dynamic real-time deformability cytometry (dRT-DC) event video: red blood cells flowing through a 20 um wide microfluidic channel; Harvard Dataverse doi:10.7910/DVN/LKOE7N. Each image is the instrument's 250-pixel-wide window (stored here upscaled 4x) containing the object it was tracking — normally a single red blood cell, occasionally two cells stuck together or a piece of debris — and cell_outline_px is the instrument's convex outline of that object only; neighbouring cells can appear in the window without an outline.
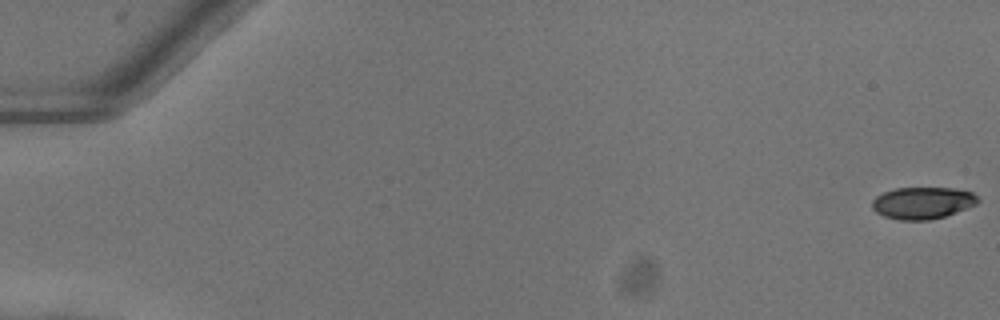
{"species": "common noctule bat (a hibernating species)", "species_latin": "Nyctalus noctula", "temperature_condition": "warm", "stored_images_in_passage": 50, "camera_frame_rate_fps": 3000, "um_per_image_px": 0.085, "animal": {"sex": "female"}, "frame": {"image": 1, "passage_image": 1, "time_ms": 0.0, "image_size_px": [1000, 320], "cell_outline_px": [[980, 200], [976, 204], [968, 208], [944, 216], [928, 220], [900, 220], [884, 216], [876, 212], [872, 208], [872, 200], [876, 196], [884, 192], [896, 188], [956, 188], [972, 192]], "centroid_in_image_um": [78.42, 17.24], "position_along_channel_um": 6.6, "area_um2": 19.65}}
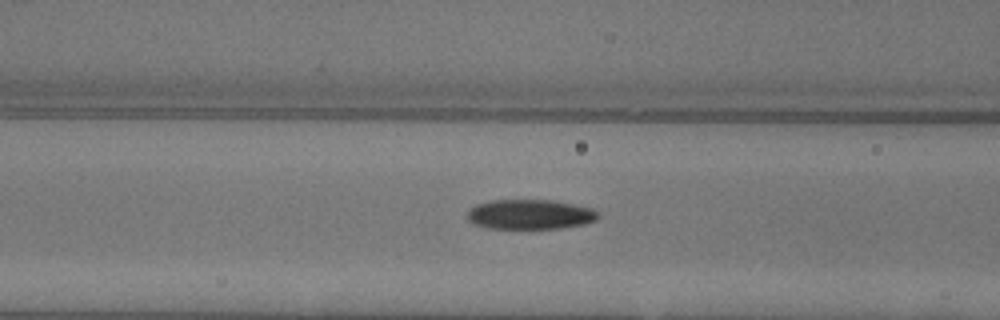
{"frame": {"image": 2, "passage_image": 23, "time_ms": 7.333, "image_size_px": [1000, 320], "cell_outline_px": [[600, 216], [596, 220], [584, 224], [560, 228], [488, 228], [476, 224], [468, 220], [468, 212], [476, 204], [492, 200], [552, 200], [596, 208]], "centroid_in_image_um": [45.12, 18.21], "position_along_channel_um": 121.5, "area_um2": 22.72}}
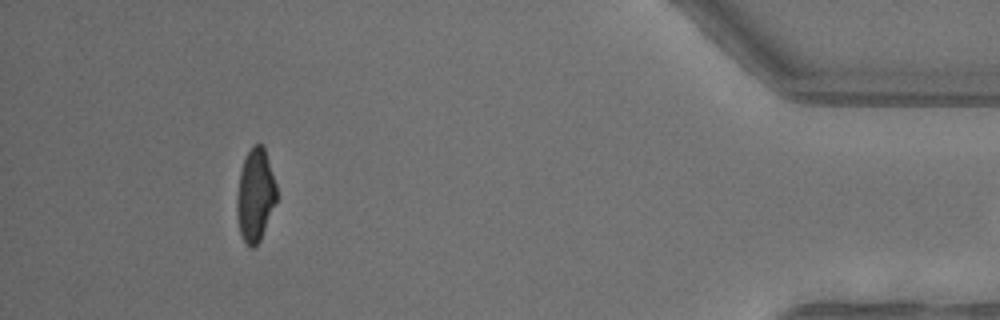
{"frame": {"image": 3, "passage_image": 49, "time_ms": 16.0, "image_size_px": [1000, 320], "cell_outline_px": [[276, 200], [260, 240], [252, 248], [244, 240], [240, 232], [236, 212], [236, 204], [240, 172], [244, 160], [252, 144], [260, 144], [264, 148], [276, 184]], "centroid_in_image_um": [21.69, 16.57], "position_along_channel_um": 413.5, "area_um2": 20.92}}